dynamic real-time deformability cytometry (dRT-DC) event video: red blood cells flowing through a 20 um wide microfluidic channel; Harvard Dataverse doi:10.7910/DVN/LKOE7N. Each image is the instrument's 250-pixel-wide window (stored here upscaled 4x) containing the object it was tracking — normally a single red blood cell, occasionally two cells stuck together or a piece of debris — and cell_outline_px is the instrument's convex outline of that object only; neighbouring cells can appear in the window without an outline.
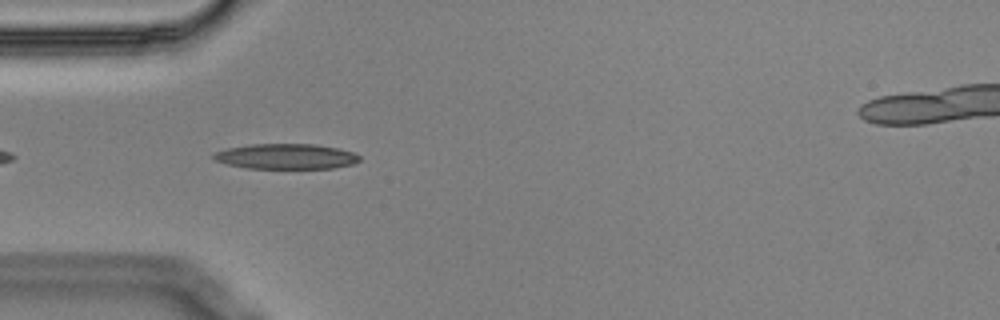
{"species": "Egyptian fruit bat (a non-hibernating species)", "species_latin": "Rousettus aegyptiacus", "temperature_condition": "cold", "stored_images_in_passage": 42, "camera_frame_rate_fps": 3000, "um_per_image_px": 0.085, "animal": {"sex": "male"}, "frame": {"image": 1, "passage_image": 3, "time_ms": 0.667, "image_size_px": [1000, 320], "cell_outline_px": [[360, 160], [352, 164], [332, 168], [244, 168], [228, 164], [216, 160], [212, 156], [216, 152], [228, 148], [252, 144], [316, 144], [336, 148], [352, 152], [360, 156]], "centroid_in_image_um": [24.32, 13.29], "position_along_channel_um": 60.7, "area_um2": 21.27}}
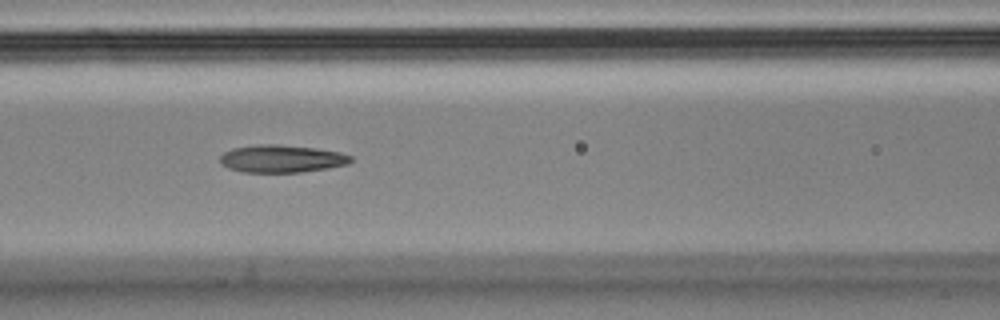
{"frame": {"image": 2, "passage_image": 10, "time_ms": 3.0, "image_size_px": [1000, 320], "cell_outline_px": [[352, 160], [348, 164], [328, 168], [300, 172], [244, 172], [228, 168], [220, 164], [220, 156], [224, 152], [232, 148], [260, 144], [276, 144], [316, 148], [340, 152], [352, 156]], "centroid_in_image_um": [23.93, 13.49], "position_along_channel_um": 142.7, "area_um2": 21.04}}
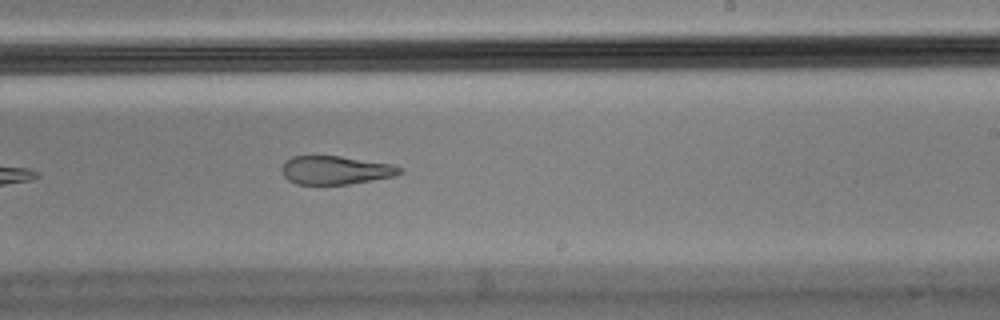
{"frame": {"image": 3, "passage_image": 20, "time_ms": 6.333, "image_size_px": [1000, 320], "cell_outline_px": [[404, 172], [396, 176], [348, 184], [296, 184], [288, 180], [284, 176], [280, 168], [284, 160], [292, 156], [340, 156], [392, 164], [404, 168]], "centroid_in_image_um": [28.52, 14.46], "position_along_channel_um": 260.5, "area_um2": 19.77}, "authors_computed_cell_mechanics": {"area_um2": 21.7617, "velocity_mm_per_s": 3.5454, "shape_relaxation_time_tau1_ms": null, "shape_relaxation_time_tau2_ms": 3.0941, "deformation_change_tau1": null, "deformation_change_tau2": 0.1313}}